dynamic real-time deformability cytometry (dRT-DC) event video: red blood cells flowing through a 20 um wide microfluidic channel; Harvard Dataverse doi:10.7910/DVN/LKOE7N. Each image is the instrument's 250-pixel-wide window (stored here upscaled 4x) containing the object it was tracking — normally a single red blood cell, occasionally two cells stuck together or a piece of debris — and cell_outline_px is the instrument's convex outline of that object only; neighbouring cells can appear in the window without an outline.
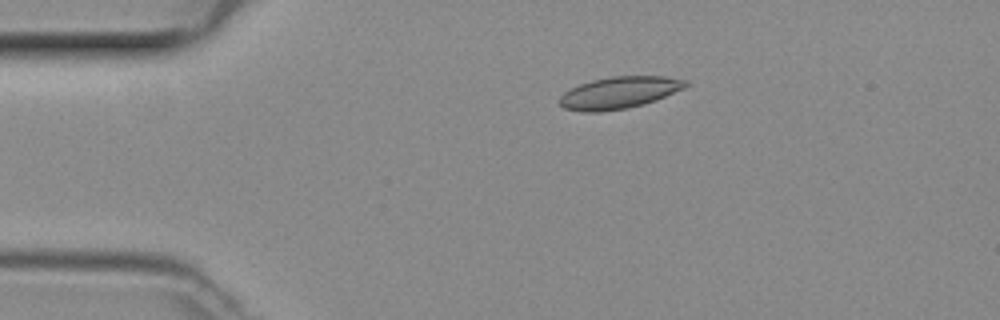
{"species": "common noctule bat (a hibernating species)", "species_latin": "Nyctalus noctula", "temperature_condition": "room temperature", "stored_images_in_passage": 40, "camera_frame_rate_fps": 3000, "um_per_image_px": 0.085, "animal": {"sex": "female", "body_mass_g": 29.2, "forearm_length_mm": 56.3}, "frame": {"image": 1, "passage_image": 1, "time_ms": 0.0, "image_size_px": [1000, 320], "cell_outline_px": [[688, 84], [684, 88], [656, 100], [644, 104], [628, 108], [600, 112], [580, 112], [564, 108], [556, 100], [564, 92], [580, 84], [592, 80], [612, 76], [664, 76], [688, 80]], "centroid_in_image_um": [52.61, 7.88], "position_along_channel_um": 32.4, "area_um2": 23.58}}
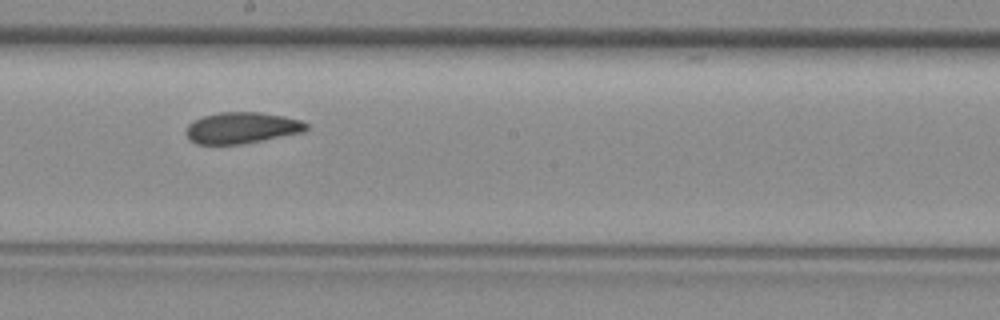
{"frame": {"image": 2, "passage_image": 18, "time_ms": 5.667, "image_size_px": [1000, 320], "cell_outline_px": [[308, 128], [304, 132], [240, 144], [196, 144], [184, 132], [188, 124], [192, 120], [204, 116], [220, 112], [260, 112], [284, 116], [300, 120], [308, 124]], "centroid_in_image_um": [20.54, 10.86], "position_along_channel_um": 227.7, "area_um2": 21.85}}
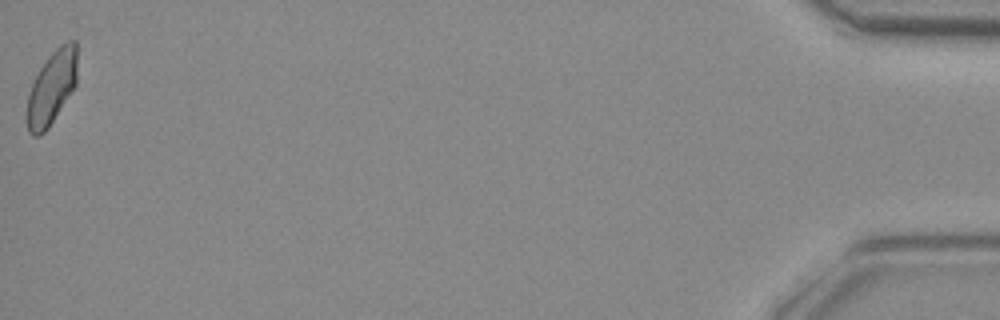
{"frame": {"image": 3, "passage_image": 40, "time_ms": 13.0, "image_size_px": [1000, 320], "cell_outline_px": [[76, 84], [48, 128], [40, 136], [32, 136], [28, 132], [28, 92], [40, 68], [48, 56], [60, 44], [68, 40], [76, 40]], "centroid_in_image_um": [4.4, 7.43], "position_along_channel_um": 430.8, "area_um2": 21.21}}